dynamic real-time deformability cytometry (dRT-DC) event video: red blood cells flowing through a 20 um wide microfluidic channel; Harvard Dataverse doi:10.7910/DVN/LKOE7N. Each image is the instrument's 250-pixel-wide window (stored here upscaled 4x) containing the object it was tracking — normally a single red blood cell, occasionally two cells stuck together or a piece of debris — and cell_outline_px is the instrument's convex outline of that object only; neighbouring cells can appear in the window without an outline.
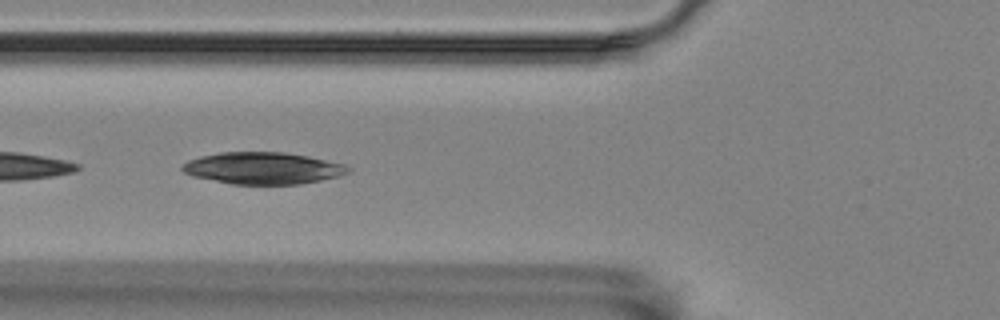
{"species": "Egyptian fruit bat (a non-hibernating species)", "species_latin": "Rousettus aegyptiacus", "temperature_condition": "room temperature", "stored_images_in_passage": 30, "camera_frame_rate_fps": 3000, "um_per_image_px": 0.085, "animal": {"sex": "female"}, "frame": {"image": 1, "passage_image": 21, "time_ms": 6.667, "image_size_px": [1000, 320], "cell_outline_px": [[352, 168], [348, 172], [336, 176], [320, 180], [300, 184], [232, 184], [192, 176], [184, 172], [180, 168], [188, 160], [200, 156], [220, 152], [284, 152], [308, 156], [344, 164]], "centroid_in_image_um": [22.32, 14.29], "position_along_channel_um": 103.5, "area_um2": 30.63}}
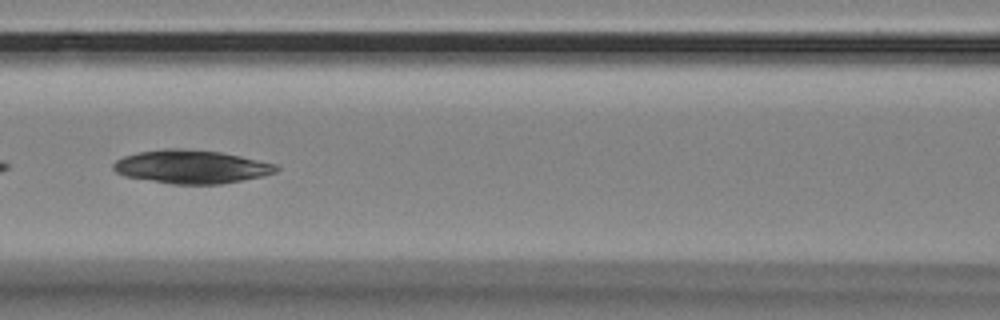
{"frame": {"image": 2, "passage_image": 25, "time_ms": 8.0, "image_size_px": [1000, 320], "cell_outline_px": [[280, 168], [276, 172], [264, 176], [220, 184], [172, 184], [124, 176], [116, 172], [112, 168], [112, 164], [116, 160], [124, 156], [140, 152], [164, 148], [184, 148], [220, 152], [240, 156], [276, 164]], "centroid_in_image_um": [16.26, 14.17], "position_along_channel_um": 150.3, "area_um2": 31.73}}